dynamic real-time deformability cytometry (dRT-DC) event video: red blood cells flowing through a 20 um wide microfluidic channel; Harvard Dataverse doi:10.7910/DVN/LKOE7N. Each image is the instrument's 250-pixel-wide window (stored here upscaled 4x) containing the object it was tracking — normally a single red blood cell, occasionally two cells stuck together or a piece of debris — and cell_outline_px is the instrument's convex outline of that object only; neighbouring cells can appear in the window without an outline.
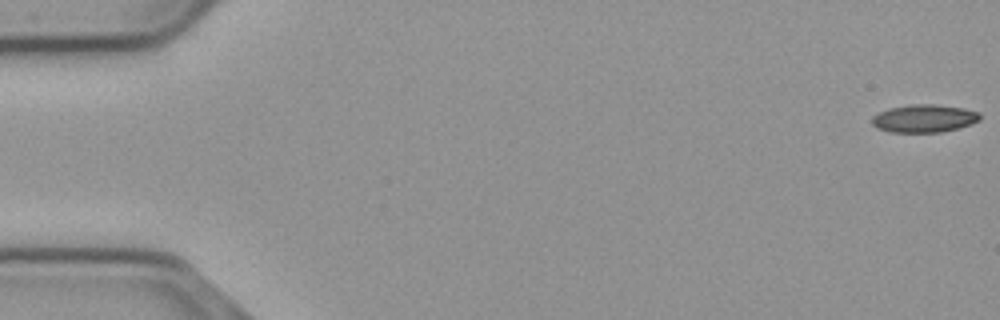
{"species": "common noctule bat (a hibernating species)", "species_latin": "Nyctalus noctula", "temperature_condition": "cold", "stored_images_in_passage": 56, "camera_frame_rate_fps": 3000, "um_per_image_px": 0.085, "animal": {"sex": "male", "body_mass_g": 23.1, "forearm_length_mm": 52.7}, "frame": {"image": 1, "passage_image": 1, "time_ms": 0.0, "image_size_px": [1000, 320], "cell_outline_px": [[980, 120], [972, 124], [960, 128], [940, 132], [892, 132], [876, 128], [872, 124], [872, 116], [888, 108], [912, 104], [932, 104], [964, 108], [980, 112]], "centroid_in_image_um": [78.57, 10.07], "position_along_channel_um": 6.4, "area_um2": 17.63}}
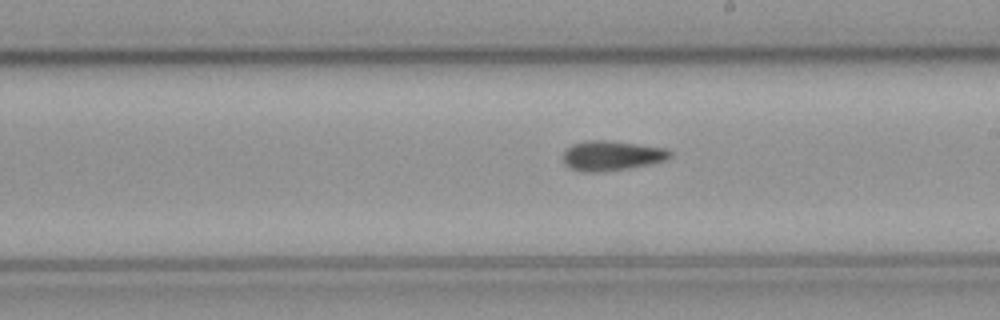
{"frame": {"image": 2, "passage_image": 32, "time_ms": 10.333, "image_size_px": [1000, 320], "cell_outline_px": [[672, 156], [664, 160], [652, 164], [628, 168], [596, 172], [584, 172], [572, 168], [564, 164], [564, 152], [572, 144], [584, 140], [608, 140], [664, 148], [672, 152]], "centroid_in_image_um": [51.99, 13.22], "position_along_channel_um": 237.0, "area_um2": 18.44}}
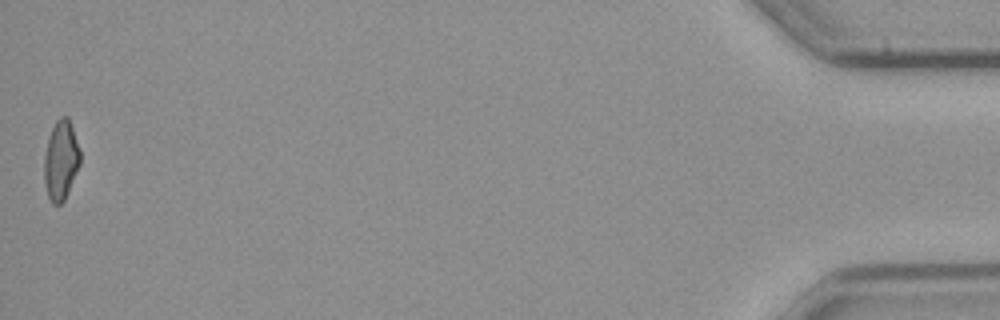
{"frame": {"image": 3, "passage_image": 56, "time_ms": 18.333, "image_size_px": [1000, 320], "cell_outline_px": [[80, 164], [68, 192], [64, 200], [60, 204], [52, 204], [48, 196], [44, 180], [44, 156], [48, 140], [52, 128], [56, 120], [60, 116], [68, 116], [80, 148]], "centroid_in_image_um": [5.18, 13.61], "position_along_channel_um": 430.0, "area_um2": 16.65}, "authors_computed_cell_mechanics": {"area_um2": 17.7157, "velocity_mm_per_s": 3.6882, "shape_relaxation_time_tau1_ms": null, "shape_relaxation_time_tau2_ms": 5.7084, "deformation_change_tau1": null, "deformation_change_tau2": 0.1352}}